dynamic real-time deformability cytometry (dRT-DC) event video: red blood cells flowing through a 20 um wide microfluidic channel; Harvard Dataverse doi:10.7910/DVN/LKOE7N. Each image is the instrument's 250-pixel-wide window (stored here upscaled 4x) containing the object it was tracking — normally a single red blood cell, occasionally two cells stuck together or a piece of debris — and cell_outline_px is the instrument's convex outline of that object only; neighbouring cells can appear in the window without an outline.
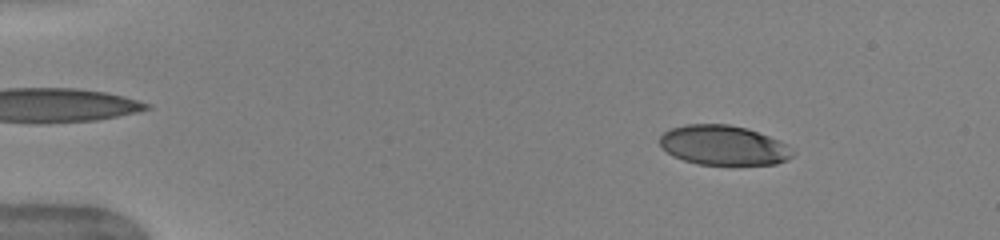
{"species": "human", "species_latin": "Homo sapiens", "temperature_condition": "warm", "stored_images_in_passage": 51, "camera_frame_rate_fps": 3000, "um_per_image_px": 0.085, "donor": {"sex": "female"}, "frame": {"image": 1, "passage_image": 7, "time_ms": 2.0, "image_size_px": [1000, 240], "cell_outline_px": [[796, 152], [788, 160], [776, 164], [696, 164], [672, 156], [660, 144], [660, 136], [664, 132], [672, 128], [684, 124], [728, 124], [748, 128], [780, 140], [788, 144]], "centroid_in_image_um": [61.54, 12.34], "position_along_channel_um": 23.5, "area_um2": 30.92}}
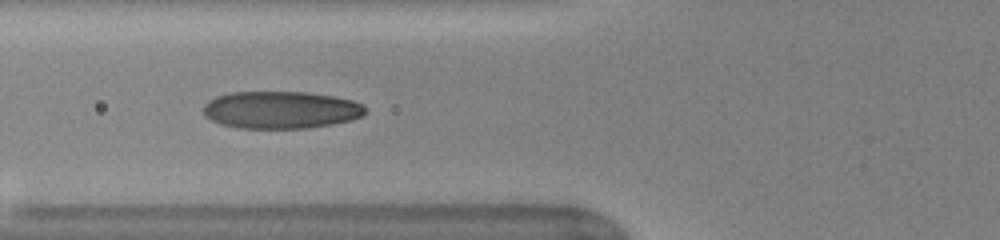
{"frame": {"image": 2, "passage_image": 20, "time_ms": 6.333, "image_size_px": [1000, 240], "cell_outline_px": [[364, 116], [352, 120], [332, 124], [308, 128], [236, 128], [220, 124], [204, 116], [204, 104], [208, 100], [216, 96], [232, 92], [308, 92], [336, 96], [352, 100], [364, 104]], "centroid_in_image_um": [23.88, 9.34], "position_along_channel_um": 101.9, "area_um2": 35.55}, "authors_computed_cell_mechanics": {"area_um2": 34.2754, "velocity_mm_per_s": 4.008, "shape_relaxation_time_tau1_ms": 4.4721, "shape_relaxation_time_tau2_ms": null, "deformation_change_tau1": 0.2069, "deformation_change_tau2": null}}